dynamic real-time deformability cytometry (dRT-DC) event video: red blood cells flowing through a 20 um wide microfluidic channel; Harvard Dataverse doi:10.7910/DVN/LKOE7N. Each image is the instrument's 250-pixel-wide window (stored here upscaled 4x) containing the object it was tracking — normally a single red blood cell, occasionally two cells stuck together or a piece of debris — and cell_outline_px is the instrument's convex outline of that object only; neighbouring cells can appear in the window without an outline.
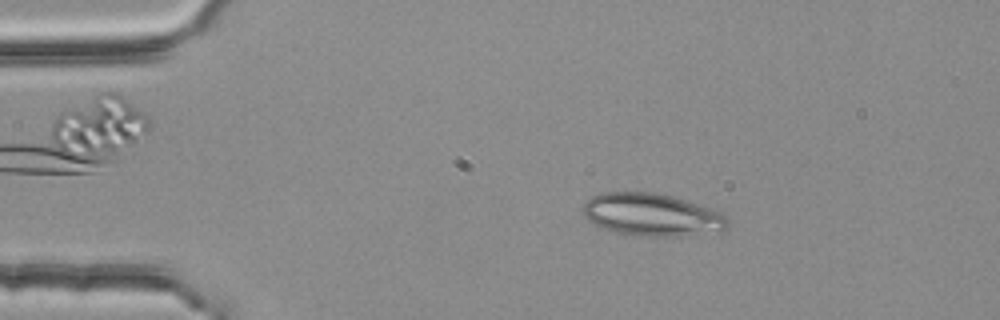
{"species": "common noctule bat (a hibernating species)", "species_latin": "Nyctalus noctula", "temperature_condition": "room temperature", "stored_images_in_passage": 52, "camera_frame_rate_fps": 3000, "um_per_image_px": 0.085, "animal": {"sex": "female", "body_mass_g": 25.1}, "frame": {"image": 1, "passage_image": 9, "time_ms": 2.667, "image_size_px": [1000, 320], "cell_outline_px": [[728, 224], [724, 228], [680, 236], [640, 236], [616, 232], [600, 228], [592, 224], [584, 212], [584, 200], [600, 192], [652, 192], [672, 196], [724, 212], [728, 216]], "centroid_in_image_um": [55.36, 18.23], "position_along_channel_um": 29.6, "area_um2": 35.66}}
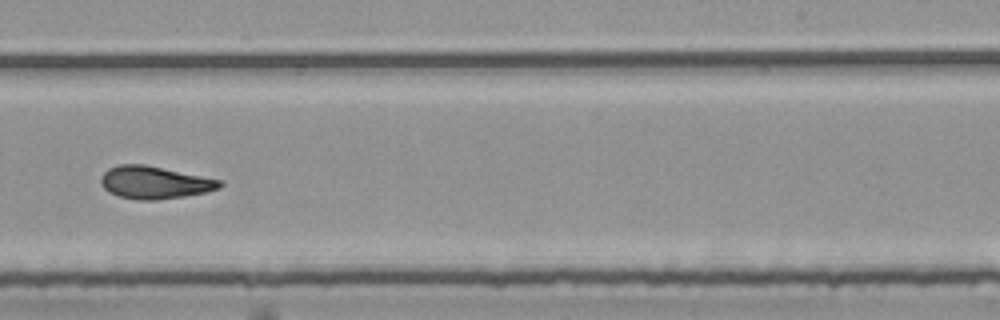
{"frame": {"image": 2, "passage_image": 33, "time_ms": 10.667, "image_size_px": [1000, 320], "cell_outline_px": [[224, 184], [220, 188], [204, 192], [184, 196], [156, 200], [136, 200], [120, 196], [108, 192], [100, 184], [100, 176], [108, 168], [120, 164], [144, 164], [220, 180]], "centroid_in_image_um": [13.08, 15.51], "position_along_channel_um": 275.9, "area_um2": 22.43}}
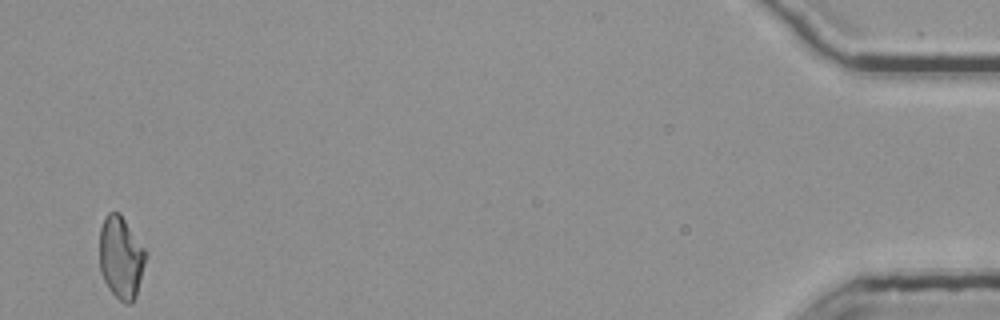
{"frame": {"image": 3, "passage_image": 52, "time_ms": 17.0, "image_size_px": [1000, 320], "cell_outline_px": [[144, 264], [136, 296], [132, 304], [124, 304], [108, 288], [100, 272], [100, 228], [104, 216], [108, 212], [120, 212], [144, 248]], "centroid_in_image_um": [10.25, 21.88], "position_along_channel_um": 424.9, "area_um2": 21.96}, "authors_computed_cell_mechanics": {"area_um2": 22.3686, "velocity_mm_per_s": 3.7864, "shape_relaxation_time_tau1_ms": null, "shape_relaxation_time_tau2_ms": 4.1091, "deformation_change_tau1": null, "deformation_change_tau2": 0.1175}}